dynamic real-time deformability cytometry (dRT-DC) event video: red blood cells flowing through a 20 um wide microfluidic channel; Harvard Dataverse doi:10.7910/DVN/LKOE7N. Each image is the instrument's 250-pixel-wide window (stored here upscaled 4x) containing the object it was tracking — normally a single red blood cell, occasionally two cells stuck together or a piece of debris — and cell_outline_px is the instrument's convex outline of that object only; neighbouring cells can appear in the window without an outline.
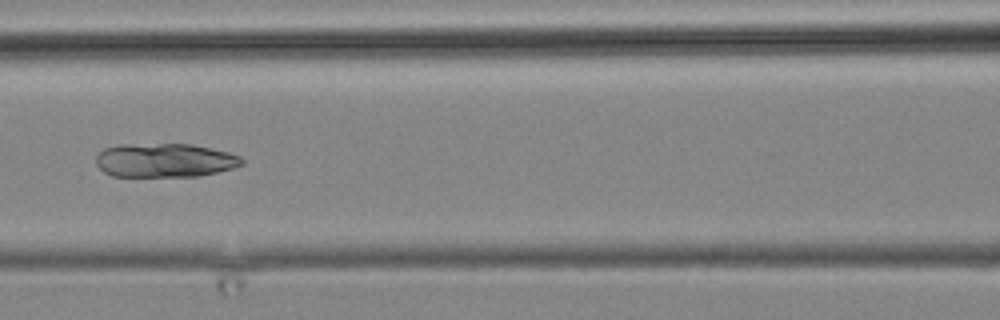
{"species": "common noctule bat (a hibernating species)", "species_latin": "Nyctalus noctula", "temperature_condition": "cold", "stored_images_in_passage": 8, "camera_frame_rate_fps": 3000, "um_per_image_px": 0.085, "animal": {"sex": "male", "body_mass_g": 19.2, "forearm_length_mm": 51.8}, "frame": {"image": 1, "passage_image": 8, "time_ms": 9.0, "image_size_px": [1000, 320], "cell_outline_px": [[244, 164], [232, 168], [200, 176], [112, 176], [104, 172], [96, 164], [96, 156], [104, 148], [120, 144], [192, 144], [228, 152], [240, 156], [244, 160]], "centroid_in_image_um": [14.0, 13.62], "position_along_channel_um": 152.6, "area_um2": 28.84}}